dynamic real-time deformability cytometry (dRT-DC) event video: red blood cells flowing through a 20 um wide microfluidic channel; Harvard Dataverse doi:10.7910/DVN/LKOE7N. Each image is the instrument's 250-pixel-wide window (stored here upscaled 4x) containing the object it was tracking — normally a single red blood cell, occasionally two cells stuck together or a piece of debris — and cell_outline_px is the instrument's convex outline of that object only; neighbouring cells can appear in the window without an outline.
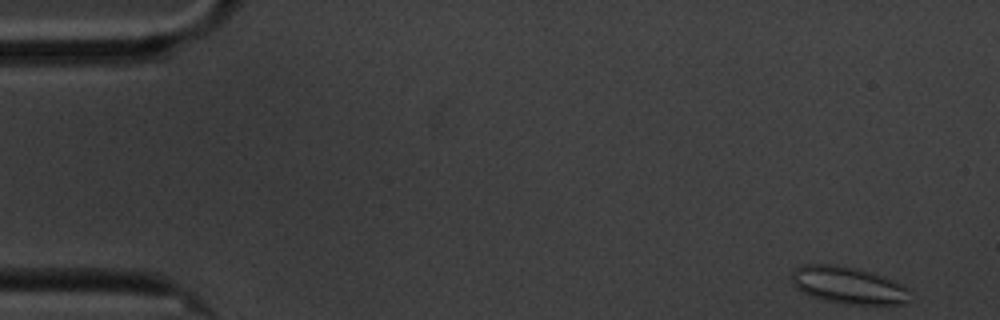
{"species": "common noctule bat (a hibernating species)", "species_latin": "Nyctalus noctula", "temperature_condition": "cold", "stored_images_in_passage": 57, "camera_frame_rate_fps": 3000, "um_per_image_px": 0.085, "animal": {"sex": "male", "body_mass_g": 20.1, "forearm_length_mm": 53.5}, "frame": {"image": 1, "passage_image": 1, "time_ms": 0.0, "image_size_px": [1000, 320], "cell_outline_px": [[908, 304], [844, 304], [824, 300], [808, 296], [796, 288], [792, 284], [792, 272], [796, 268], [804, 264], [828, 264], [852, 268], [884, 276], [892, 280], [904, 288], [908, 292]], "centroid_in_image_um": [72.02, 24.26], "position_along_channel_um": 13.0, "area_um2": 25.2}}
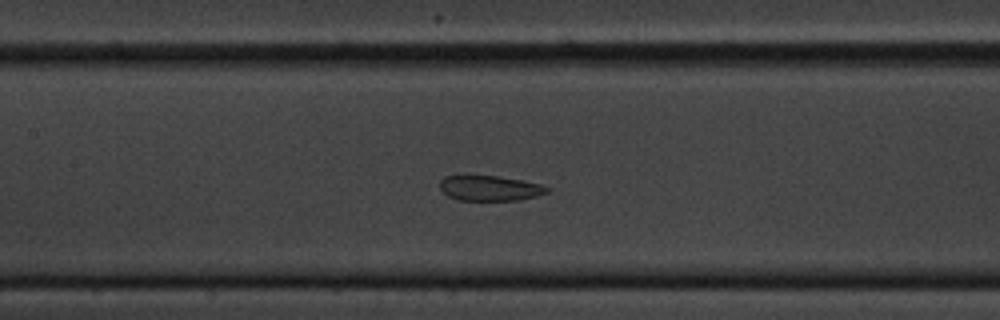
{"frame": {"image": 2, "passage_image": 25, "time_ms": 8.0, "image_size_px": [1000, 320], "cell_outline_px": [[552, 188], [548, 192], [536, 196], [520, 200], [456, 200], [448, 196], [440, 188], [440, 180], [444, 176], [500, 176], [540, 184]], "centroid_in_image_um": [41.65, 16.0], "position_along_channel_um": 165.8, "area_um2": 15.72}}
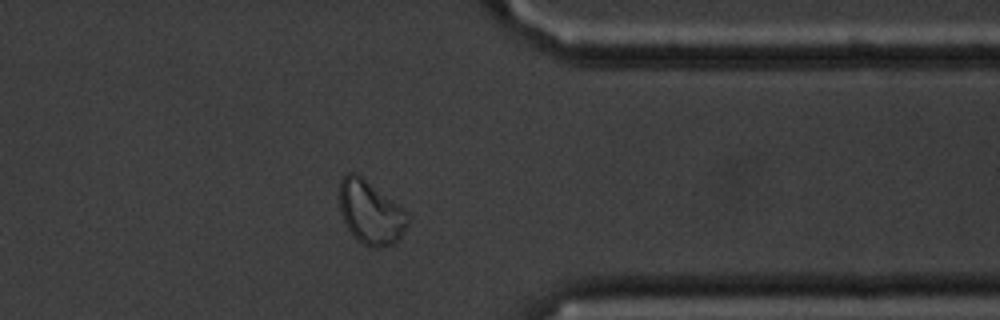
{"frame": {"image": 3, "passage_image": 45, "time_ms": 14.667, "image_size_px": [1000, 320], "cell_outline_px": [[408, 224], [400, 236], [392, 244], [380, 248], [368, 248], [360, 244], [356, 240], [348, 228], [340, 212], [340, 180], [348, 172], [356, 172], [396, 204], [404, 212], [408, 220]], "centroid_in_image_um": [31.44, 18.09], "position_along_channel_um": 380.0, "area_um2": 24.74}, "authors_computed_cell_mechanics": {"area_um2": 21.3282, "velocity_mm_per_s": 3.3473, "shape_relaxation_time_tau1_ms": null, "shape_relaxation_time_tau2_ms": 1.728, "deformation_change_tau1": null, "deformation_change_tau2": 0.074}}